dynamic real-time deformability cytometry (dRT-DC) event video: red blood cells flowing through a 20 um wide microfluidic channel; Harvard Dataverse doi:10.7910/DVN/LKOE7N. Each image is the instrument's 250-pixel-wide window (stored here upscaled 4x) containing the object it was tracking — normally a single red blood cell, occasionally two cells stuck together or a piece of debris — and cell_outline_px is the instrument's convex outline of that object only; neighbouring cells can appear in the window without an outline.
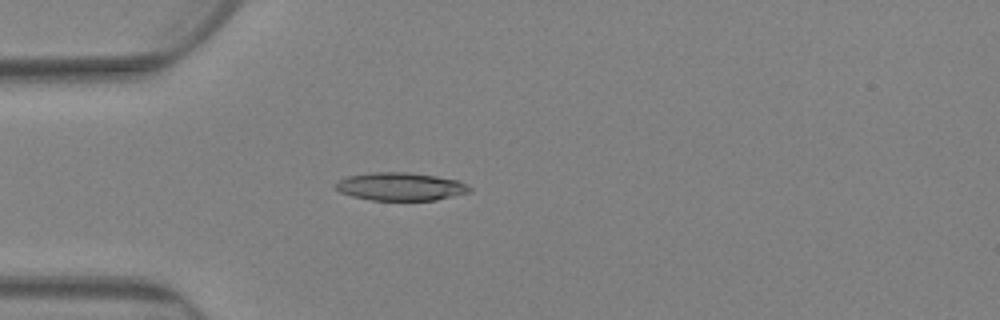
{"species": "Egyptian fruit bat (a non-hibernating species)", "species_latin": "Rousettus aegyptiacus", "temperature_condition": "warm", "stored_images_in_passage": 84, "camera_frame_rate_fps": 3000, "um_per_image_px": 0.085, "animal": {"sex": "female"}, "frame": {"image": 1, "passage_image": 25, "time_ms": 8.0, "image_size_px": [1000, 320], "cell_outline_px": [[472, 192], [436, 200], [372, 200], [352, 196], [340, 192], [332, 184], [348, 176], [368, 172], [408, 172], [436, 176], [456, 180], [468, 184], [472, 188]], "centroid_in_image_um": [34.06, 15.85], "position_along_channel_um": 50.9, "area_um2": 22.02}}
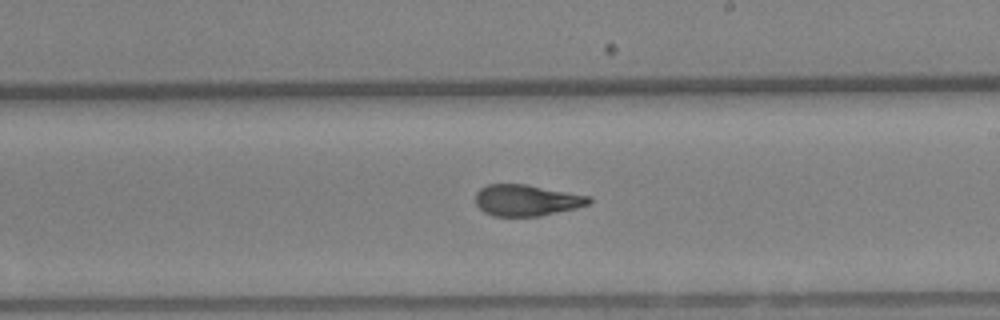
{"frame": {"image": 2, "passage_image": 50, "time_ms": 16.333, "image_size_px": [1000, 320], "cell_outline_px": [[592, 200], [588, 204], [576, 208], [540, 216], [492, 216], [484, 212], [476, 204], [476, 192], [480, 188], [488, 184], [524, 184], [592, 196]], "centroid_in_image_um": [44.76, 17.02], "position_along_channel_um": 244.2, "area_um2": 20.69}}
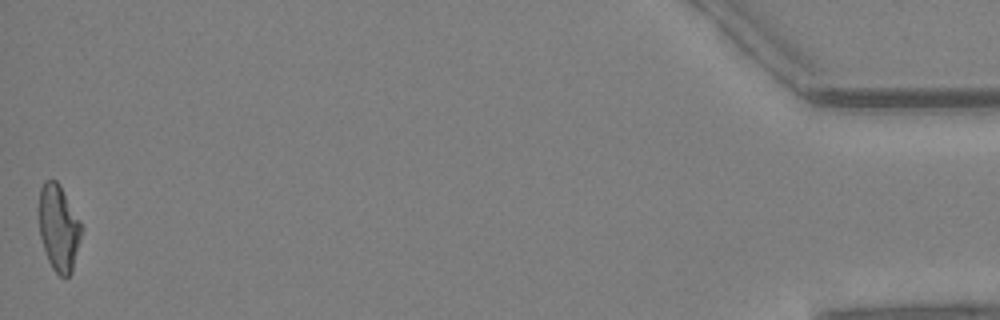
{"frame": {"image": 3, "passage_image": 84, "time_ms": 27.667, "image_size_px": [1000, 320], "cell_outline_px": [[84, 228], [72, 272], [68, 276], [60, 276], [52, 268], [48, 260], [40, 236], [36, 208], [40, 188], [44, 180], [56, 180], [60, 184], [80, 220]], "centroid_in_image_um": [4.97, 19.32], "position_along_channel_um": 430.2, "area_um2": 22.08}, "authors_computed_cell_mechanics": {"area_um2": 21.5883, "velocity_mm_per_s": 2.4697, "shape_relaxation_time_tau1_ms": 9.284, "shape_relaxation_time_tau2_ms": 2.4959, "deformation_change_tau1": 0.2342, "deformation_change_tau2": 0.0997}}